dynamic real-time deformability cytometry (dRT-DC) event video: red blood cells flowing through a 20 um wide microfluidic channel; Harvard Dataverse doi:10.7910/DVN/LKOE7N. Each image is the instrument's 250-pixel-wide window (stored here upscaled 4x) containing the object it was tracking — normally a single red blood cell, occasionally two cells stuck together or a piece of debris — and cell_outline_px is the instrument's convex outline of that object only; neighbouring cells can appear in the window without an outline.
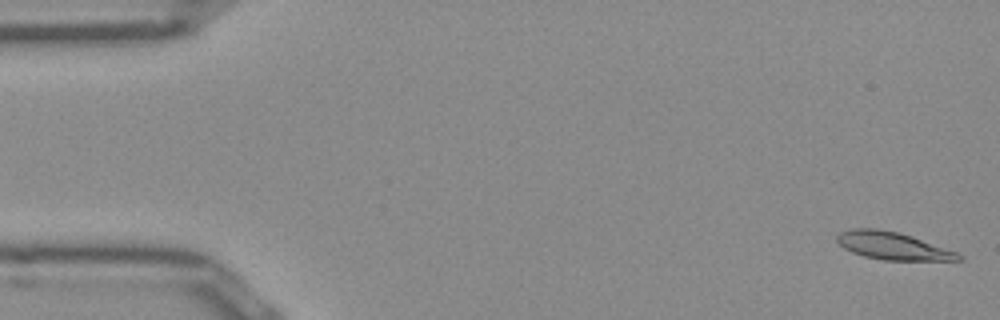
{"species": "Egyptian fruit bat (a non-hibernating species)", "species_latin": "Rousettus aegyptiacus", "temperature_condition": "room temperature", "stored_images_in_passage": 51, "camera_frame_rate_fps": 3000, "um_per_image_px": 0.085, "frame": {"image": 1, "passage_image": 1, "time_ms": 0.0, "image_size_px": [1000, 320], "cell_outline_px": [[964, 260], [884, 260], [864, 256], [852, 252], [844, 248], [836, 240], [836, 236], [840, 232], [852, 228], [876, 228], [900, 232], [912, 236], [956, 252], [964, 256]], "centroid_in_image_um": [75.87, 20.89], "position_along_channel_um": 9.1, "area_um2": 19.48}}
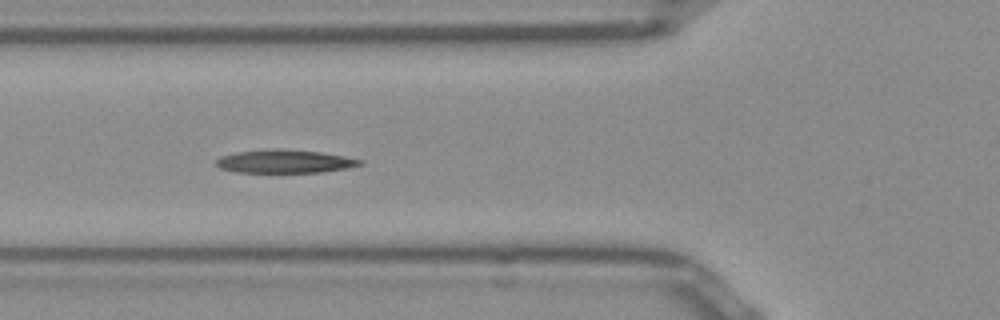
{"frame": {"image": 2, "passage_image": 18, "time_ms": 5.667, "image_size_px": [1000, 320], "cell_outline_px": [[364, 164], [348, 168], [324, 172], [236, 172], [220, 168], [216, 164], [216, 160], [220, 156], [236, 152], [320, 152], [344, 156], [364, 160]], "centroid_in_image_um": [24.27, 13.78], "position_along_channel_um": 101.5, "area_um2": 18.32}}
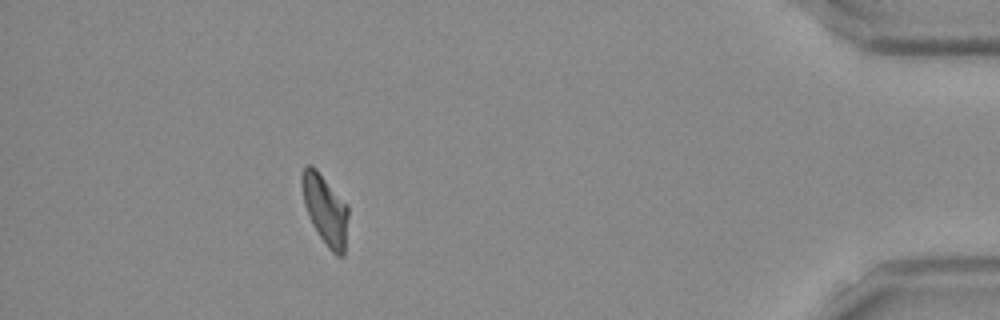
{"frame": {"image": 3, "passage_image": 46, "time_ms": 15.0, "image_size_px": [1000, 320], "cell_outline_px": [[348, 216], [344, 256], [336, 256], [328, 248], [312, 224], [304, 204], [300, 184], [300, 172], [304, 164], [312, 164], [316, 168], [348, 204]], "centroid_in_image_um": [27.62, 17.75], "position_along_channel_um": 407.6, "area_um2": 19.31}, "authors_computed_cell_mechanics": {"area_um2": 19.363, "velocity_mm_per_s": 3.8884, "shape_relaxation_time_tau1_ms": 11.2096, "shape_relaxation_time_tau2_ms": 3.346, "deformation_change_tau1": 0.3231, "deformation_change_tau2": 0.087}}